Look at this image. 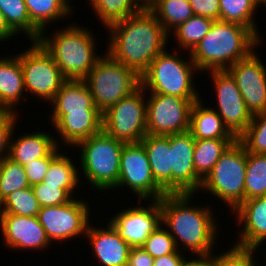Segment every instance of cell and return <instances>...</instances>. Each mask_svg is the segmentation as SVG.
<instances>
[{
  "label": "cell",
  "instance_id": "1",
  "mask_svg": "<svg viewBox=\"0 0 266 266\" xmlns=\"http://www.w3.org/2000/svg\"><path fill=\"white\" fill-rule=\"evenodd\" d=\"M195 195L197 197L192 193L164 195L160 199L161 224L168 228L177 250L183 249L196 257L210 256L215 251L219 222L216 212L211 210L212 204L192 205Z\"/></svg>",
  "mask_w": 266,
  "mask_h": 266
},
{
  "label": "cell",
  "instance_id": "2",
  "mask_svg": "<svg viewBox=\"0 0 266 266\" xmlns=\"http://www.w3.org/2000/svg\"><path fill=\"white\" fill-rule=\"evenodd\" d=\"M106 29L110 39L105 51L139 76L167 49L170 37L150 9H141Z\"/></svg>",
  "mask_w": 266,
  "mask_h": 266
},
{
  "label": "cell",
  "instance_id": "3",
  "mask_svg": "<svg viewBox=\"0 0 266 266\" xmlns=\"http://www.w3.org/2000/svg\"><path fill=\"white\" fill-rule=\"evenodd\" d=\"M261 40L247 27L215 20L207 35L189 53L199 72L227 70L247 58Z\"/></svg>",
  "mask_w": 266,
  "mask_h": 266
},
{
  "label": "cell",
  "instance_id": "4",
  "mask_svg": "<svg viewBox=\"0 0 266 266\" xmlns=\"http://www.w3.org/2000/svg\"><path fill=\"white\" fill-rule=\"evenodd\" d=\"M61 28L54 30L51 36L43 30L38 42L52 56L66 79L84 80L103 56L95 51L96 35L77 23Z\"/></svg>",
  "mask_w": 266,
  "mask_h": 266
},
{
  "label": "cell",
  "instance_id": "5",
  "mask_svg": "<svg viewBox=\"0 0 266 266\" xmlns=\"http://www.w3.org/2000/svg\"><path fill=\"white\" fill-rule=\"evenodd\" d=\"M168 50L161 52L140 76L141 87L148 93L178 96L187 100H199L200 93L194 82L200 73L190 54L183 59L181 52ZM187 59V60H186Z\"/></svg>",
  "mask_w": 266,
  "mask_h": 266
},
{
  "label": "cell",
  "instance_id": "6",
  "mask_svg": "<svg viewBox=\"0 0 266 266\" xmlns=\"http://www.w3.org/2000/svg\"><path fill=\"white\" fill-rule=\"evenodd\" d=\"M124 142L108 135L104 130L79 142L75 147L80 151L79 173L86 178L93 189L103 191L117 190L120 159ZM82 171V172H81Z\"/></svg>",
  "mask_w": 266,
  "mask_h": 266
},
{
  "label": "cell",
  "instance_id": "7",
  "mask_svg": "<svg viewBox=\"0 0 266 266\" xmlns=\"http://www.w3.org/2000/svg\"><path fill=\"white\" fill-rule=\"evenodd\" d=\"M246 163L247 150L237 139L221 155L211 172L202 181L199 191L202 193L206 191L213 198L224 202L232 213L245 201Z\"/></svg>",
  "mask_w": 266,
  "mask_h": 266
},
{
  "label": "cell",
  "instance_id": "8",
  "mask_svg": "<svg viewBox=\"0 0 266 266\" xmlns=\"http://www.w3.org/2000/svg\"><path fill=\"white\" fill-rule=\"evenodd\" d=\"M84 80L95 106L102 113L141 86L140 76L107 52H104Z\"/></svg>",
  "mask_w": 266,
  "mask_h": 266
},
{
  "label": "cell",
  "instance_id": "9",
  "mask_svg": "<svg viewBox=\"0 0 266 266\" xmlns=\"http://www.w3.org/2000/svg\"><path fill=\"white\" fill-rule=\"evenodd\" d=\"M19 53L23 70L25 92L45 103H50L67 80L52 56L38 41Z\"/></svg>",
  "mask_w": 266,
  "mask_h": 266
},
{
  "label": "cell",
  "instance_id": "10",
  "mask_svg": "<svg viewBox=\"0 0 266 266\" xmlns=\"http://www.w3.org/2000/svg\"><path fill=\"white\" fill-rule=\"evenodd\" d=\"M146 91L140 86L103 113V130L124 143H138L147 134Z\"/></svg>",
  "mask_w": 266,
  "mask_h": 266
},
{
  "label": "cell",
  "instance_id": "11",
  "mask_svg": "<svg viewBox=\"0 0 266 266\" xmlns=\"http://www.w3.org/2000/svg\"><path fill=\"white\" fill-rule=\"evenodd\" d=\"M129 189L135 198L148 202L160 200L167 193L155 182L147 157L146 149L141 142L125 143L120 159L119 180L115 188Z\"/></svg>",
  "mask_w": 266,
  "mask_h": 266
},
{
  "label": "cell",
  "instance_id": "12",
  "mask_svg": "<svg viewBox=\"0 0 266 266\" xmlns=\"http://www.w3.org/2000/svg\"><path fill=\"white\" fill-rule=\"evenodd\" d=\"M146 99L147 134L166 136L189 131L191 109L198 100L147 92Z\"/></svg>",
  "mask_w": 266,
  "mask_h": 266
},
{
  "label": "cell",
  "instance_id": "13",
  "mask_svg": "<svg viewBox=\"0 0 266 266\" xmlns=\"http://www.w3.org/2000/svg\"><path fill=\"white\" fill-rule=\"evenodd\" d=\"M90 204L86 201L73 198L71 201L52 207L40 208L38 220L44 228L51 244L79 238H85L90 221Z\"/></svg>",
  "mask_w": 266,
  "mask_h": 266
},
{
  "label": "cell",
  "instance_id": "14",
  "mask_svg": "<svg viewBox=\"0 0 266 266\" xmlns=\"http://www.w3.org/2000/svg\"><path fill=\"white\" fill-rule=\"evenodd\" d=\"M207 75L213 80V90L216 94L217 108H212H215L225 126L238 139L247 129L253 115L247 109L235 79L227 70H212L208 71Z\"/></svg>",
  "mask_w": 266,
  "mask_h": 266
},
{
  "label": "cell",
  "instance_id": "15",
  "mask_svg": "<svg viewBox=\"0 0 266 266\" xmlns=\"http://www.w3.org/2000/svg\"><path fill=\"white\" fill-rule=\"evenodd\" d=\"M137 201L139 203L136 206L118 210L106 222L131 247H141L149 235L161 225L160 200H149L150 203H144L147 207L141 206L142 200Z\"/></svg>",
  "mask_w": 266,
  "mask_h": 266
},
{
  "label": "cell",
  "instance_id": "16",
  "mask_svg": "<svg viewBox=\"0 0 266 266\" xmlns=\"http://www.w3.org/2000/svg\"><path fill=\"white\" fill-rule=\"evenodd\" d=\"M256 53L254 50L227 69L252 115L266 112V65Z\"/></svg>",
  "mask_w": 266,
  "mask_h": 266
},
{
  "label": "cell",
  "instance_id": "17",
  "mask_svg": "<svg viewBox=\"0 0 266 266\" xmlns=\"http://www.w3.org/2000/svg\"><path fill=\"white\" fill-rule=\"evenodd\" d=\"M195 139L187 131L170 134L172 194H200L202 179L193 164Z\"/></svg>",
  "mask_w": 266,
  "mask_h": 266
},
{
  "label": "cell",
  "instance_id": "18",
  "mask_svg": "<svg viewBox=\"0 0 266 266\" xmlns=\"http://www.w3.org/2000/svg\"><path fill=\"white\" fill-rule=\"evenodd\" d=\"M0 232L6 249L40 252L52 245L37 216L0 214Z\"/></svg>",
  "mask_w": 266,
  "mask_h": 266
},
{
  "label": "cell",
  "instance_id": "19",
  "mask_svg": "<svg viewBox=\"0 0 266 266\" xmlns=\"http://www.w3.org/2000/svg\"><path fill=\"white\" fill-rule=\"evenodd\" d=\"M238 227L237 240L233 246L245 249H260L266 241V196L245 200L233 212ZM241 225V226H240ZM259 248V249H258Z\"/></svg>",
  "mask_w": 266,
  "mask_h": 266
},
{
  "label": "cell",
  "instance_id": "20",
  "mask_svg": "<svg viewBox=\"0 0 266 266\" xmlns=\"http://www.w3.org/2000/svg\"><path fill=\"white\" fill-rule=\"evenodd\" d=\"M92 225V226H91ZM85 238L89 240L94 259L101 266H127L131 246L108 223L106 227L89 223Z\"/></svg>",
  "mask_w": 266,
  "mask_h": 266
},
{
  "label": "cell",
  "instance_id": "21",
  "mask_svg": "<svg viewBox=\"0 0 266 266\" xmlns=\"http://www.w3.org/2000/svg\"><path fill=\"white\" fill-rule=\"evenodd\" d=\"M48 105L52 108L49 115L52 127L68 113L101 112L85 80L67 79Z\"/></svg>",
  "mask_w": 266,
  "mask_h": 266
},
{
  "label": "cell",
  "instance_id": "22",
  "mask_svg": "<svg viewBox=\"0 0 266 266\" xmlns=\"http://www.w3.org/2000/svg\"><path fill=\"white\" fill-rule=\"evenodd\" d=\"M54 130L59 134L56 145H66L75 149V146L99 133L103 130V113L102 112H77L65 114L54 126ZM60 142L62 144H60Z\"/></svg>",
  "mask_w": 266,
  "mask_h": 266
},
{
  "label": "cell",
  "instance_id": "23",
  "mask_svg": "<svg viewBox=\"0 0 266 266\" xmlns=\"http://www.w3.org/2000/svg\"><path fill=\"white\" fill-rule=\"evenodd\" d=\"M3 58H2V57ZM0 56V112H13L18 114L17 108L21 105L25 92L23 70L17 55ZM25 95V96H24ZM24 96V97H23ZM23 98V99H22Z\"/></svg>",
  "mask_w": 266,
  "mask_h": 266
},
{
  "label": "cell",
  "instance_id": "24",
  "mask_svg": "<svg viewBox=\"0 0 266 266\" xmlns=\"http://www.w3.org/2000/svg\"><path fill=\"white\" fill-rule=\"evenodd\" d=\"M140 142L146 149L155 182L167 194H172L170 135L146 134Z\"/></svg>",
  "mask_w": 266,
  "mask_h": 266
},
{
  "label": "cell",
  "instance_id": "25",
  "mask_svg": "<svg viewBox=\"0 0 266 266\" xmlns=\"http://www.w3.org/2000/svg\"><path fill=\"white\" fill-rule=\"evenodd\" d=\"M35 132V133H34ZM25 132L14 138L13 131L10 140L9 158L25 166L32 161L46 157L57 145L53 133L34 131Z\"/></svg>",
  "mask_w": 266,
  "mask_h": 266
},
{
  "label": "cell",
  "instance_id": "26",
  "mask_svg": "<svg viewBox=\"0 0 266 266\" xmlns=\"http://www.w3.org/2000/svg\"><path fill=\"white\" fill-rule=\"evenodd\" d=\"M200 98L195 101L190 113L189 132L195 140L237 139L225 126L214 108L206 107Z\"/></svg>",
  "mask_w": 266,
  "mask_h": 266
},
{
  "label": "cell",
  "instance_id": "27",
  "mask_svg": "<svg viewBox=\"0 0 266 266\" xmlns=\"http://www.w3.org/2000/svg\"><path fill=\"white\" fill-rule=\"evenodd\" d=\"M70 155L61 152L49 165L43 182L45 184L59 185V188L65 189L73 198L78 193L80 183L83 184L82 176L79 173V167ZM81 176V177H80ZM78 189V190H77ZM75 194V195H74Z\"/></svg>",
  "mask_w": 266,
  "mask_h": 266
},
{
  "label": "cell",
  "instance_id": "28",
  "mask_svg": "<svg viewBox=\"0 0 266 266\" xmlns=\"http://www.w3.org/2000/svg\"><path fill=\"white\" fill-rule=\"evenodd\" d=\"M25 4L30 21L41 32L56 20H67L74 14L73 8L65 0H25Z\"/></svg>",
  "mask_w": 266,
  "mask_h": 266
},
{
  "label": "cell",
  "instance_id": "29",
  "mask_svg": "<svg viewBox=\"0 0 266 266\" xmlns=\"http://www.w3.org/2000/svg\"><path fill=\"white\" fill-rule=\"evenodd\" d=\"M237 139L195 140L193 164L196 174L204 180L221 155Z\"/></svg>",
  "mask_w": 266,
  "mask_h": 266
},
{
  "label": "cell",
  "instance_id": "30",
  "mask_svg": "<svg viewBox=\"0 0 266 266\" xmlns=\"http://www.w3.org/2000/svg\"><path fill=\"white\" fill-rule=\"evenodd\" d=\"M0 10L8 27L17 35L23 33L29 41H38L41 31L30 21L25 0H0Z\"/></svg>",
  "mask_w": 266,
  "mask_h": 266
},
{
  "label": "cell",
  "instance_id": "31",
  "mask_svg": "<svg viewBox=\"0 0 266 266\" xmlns=\"http://www.w3.org/2000/svg\"><path fill=\"white\" fill-rule=\"evenodd\" d=\"M214 19L193 15L183 24L175 28L169 35L174 36L178 50L184 51L185 54L190 53L194 47L207 35L210 31Z\"/></svg>",
  "mask_w": 266,
  "mask_h": 266
},
{
  "label": "cell",
  "instance_id": "32",
  "mask_svg": "<svg viewBox=\"0 0 266 266\" xmlns=\"http://www.w3.org/2000/svg\"><path fill=\"white\" fill-rule=\"evenodd\" d=\"M257 7L254 0H220V20L247 27L262 41L255 20Z\"/></svg>",
  "mask_w": 266,
  "mask_h": 266
},
{
  "label": "cell",
  "instance_id": "33",
  "mask_svg": "<svg viewBox=\"0 0 266 266\" xmlns=\"http://www.w3.org/2000/svg\"><path fill=\"white\" fill-rule=\"evenodd\" d=\"M150 10L168 35L194 15L189 0H159Z\"/></svg>",
  "mask_w": 266,
  "mask_h": 266
},
{
  "label": "cell",
  "instance_id": "34",
  "mask_svg": "<svg viewBox=\"0 0 266 266\" xmlns=\"http://www.w3.org/2000/svg\"><path fill=\"white\" fill-rule=\"evenodd\" d=\"M89 5L104 28L141 10L136 0H89Z\"/></svg>",
  "mask_w": 266,
  "mask_h": 266
},
{
  "label": "cell",
  "instance_id": "35",
  "mask_svg": "<svg viewBox=\"0 0 266 266\" xmlns=\"http://www.w3.org/2000/svg\"><path fill=\"white\" fill-rule=\"evenodd\" d=\"M266 196V154L247 152L245 200Z\"/></svg>",
  "mask_w": 266,
  "mask_h": 266
},
{
  "label": "cell",
  "instance_id": "36",
  "mask_svg": "<svg viewBox=\"0 0 266 266\" xmlns=\"http://www.w3.org/2000/svg\"><path fill=\"white\" fill-rule=\"evenodd\" d=\"M40 208L32 187H27L19 189L6 197L0 203V214L35 217L38 216Z\"/></svg>",
  "mask_w": 266,
  "mask_h": 266
},
{
  "label": "cell",
  "instance_id": "37",
  "mask_svg": "<svg viewBox=\"0 0 266 266\" xmlns=\"http://www.w3.org/2000/svg\"><path fill=\"white\" fill-rule=\"evenodd\" d=\"M30 187L24 166L9 157L0 163V203L11 193Z\"/></svg>",
  "mask_w": 266,
  "mask_h": 266
},
{
  "label": "cell",
  "instance_id": "38",
  "mask_svg": "<svg viewBox=\"0 0 266 266\" xmlns=\"http://www.w3.org/2000/svg\"><path fill=\"white\" fill-rule=\"evenodd\" d=\"M238 140L247 152L266 154V112L254 114L247 129Z\"/></svg>",
  "mask_w": 266,
  "mask_h": 266
},
{
  "label": "cell",
  "instance_id": "39",
  "mask_svg": "<svg viewBox=\"0 0 266 266\" xmlns=\"http://www.w3.org/2000/svg\"><path fill=\"white\" fill-rule=\"evenodd\" d=\"M230 246V249L227 248L219 255L212 254V266H259L255 257L258 253L255 249Z\"/></svg>",
  "mask_w": 266,
  "mask_h": 266
},
{
  "label": "cell",
  "instance_id": "40",
  "mask_svg": "<svg viewBox=\"0 0 266 266\" xmlns=\"http://www.w3.org/2000/svg\"><path fill=\"white\" fill-rule=\"evenodd\" d=\"M141 247L153 258L171 254L177 250L174 238L162 224L149 235Z\"/></svg>",
  "mask_w": 266,
  "mask_h": 266
},
{
  "label": "cell",
  "instance_id": "41",
  "mask_svg": "<svg viewBox=\"0 0 266 266\" xmlns=\"http://www.w3.org/2000/svg\"><path fill=\"white\" fill-rule=\"evenodd\" d=\"M32 189L41 208L62 205L73 199L65 189L59 188V185L41 182L33 185Z\"/></svg>",
  "mask_w": 266,
  "mask_h": 266
},
{
  "label": "cell",
  "instance_id": "42",
  "mask_svg": "<svg viewBox=\"0 0 266 266\" xmlns=\"http://www.w3.org/2000/svg\"><path fill=\"white\" fill-rule=\"evenodd\" d=\"M60 150L62 149L56 146L46 157L24 166L30 187L43 182L50 163L62 152Z\"/></svg>",
  "mask_w": 266,
  "mask_h": 266
},
{
  "label": "cell",
  "instance_id": "43",
  "mask_svg": "<svg viewBox=\"0 0 266 266\" xmlns=\"http://www.w3.org/2000/svg\"><path fill=\"white\" fill-rule=\"evenodd\" d=\"M19 116L13 112H0V163L9 157L10 140Z\"/></svg>",
  "mask_w": 266,
  "mask_h": 266
},
{
  "label": "cell",
  "instance_id": "44",
  "mask_svg": "<svg viewBox=\"0 0 266 266\" xmlns=\"http://www.w3.org/2000/svg\"><path fill=\"white\" fill-rule=\"evenodd\" d=\"M194 15L220 20V0H189Z\"/></svg>",
  "mask_w": 266,
  "mask_h": 266
},
{
  "label": "cell",
  "instance_id": "45",
  "mask_svg": "<svg viewBox=\"0 0 266 266\" xmlns=\"http://www.w3.org/2000/svg\"><path fill=\"white\" fill-rule=\"evenodd\" d=\"M154 258L142 247H131L127 266H153Z\"/></svg>",
  "mask_w": 266,
  "mask_h": 266
},
{
  "label": "cell",
  "instance_id": "46",
  "mask_svg": "<svg viewBox=\"0 0 266 266\" xmlns=\"http://www.w3.org/2000/svg\"><path fill=\"white\" fill-rule=\"evenodd\" d=\"M182 252L176 250L174 253L154 258L153 266H183L188 257Z\"/></svg>",
  "mask_w": 266,
  "mask_h": 266
},
{
  "label": "cell",
  "instance_id": "47",
  "mask_svg": "<svg viewBox=\"0 0 266 266\" xmlns=\"http://www.w3.org/2000/svg\"><path fill=\"white\" fill-rule=\"evenodd\" d=\"M188 257L183 266H212V255L197 256V258L195 256Z\"/></svg>",
  "mask_w": 266,
  "mask_h": 266
},
{
  "label": "cell",
  "instance_id": "48",
  "mask_svg": "<svg viewBox=\"0 0 266 266\" xmlns=\"http://www.w3.org/2000/svg\"><path fill=\"white\" fill-rule=\"evenodd\" d=\"M17 36L7 25L3 13L0 10V42H6L8 39Z\"/></svg>",
  "mask_w": 266,
  "mask_h": 266
},
{
  "label": "cell",
  "instance_id": "49",
  "mask_svg": "<svg viewBox=\"0 0 266 266\" xmlns=\"http://www.w3.org/2000/svg\"><path fill=\"white\" fill-rule=\"evenodd\" d=\"M141 9H151L159 0H136Z\"/></svg>",
  "mask_w": 266,
  "mask_h": 266
},
{
  "label": "cell",
  "instance_id": "50",
  "mask_svg": "<svg viewBox=\"0 0 266 266\" xmlns=\"http://www.w3.org/2000/svg\"><path fill=\"white\" fill-rule=\"evenodd\" d=\"M255 3L260 7L261 4H263V6H266V0H254Z\"/></svg>",
  "mask_w": 266,
  "mask_h": 266
},
{
  "label": "cell",
  "instance_id": "51",
  "mask_svg": "<svg viewBox=\"0 0 266 266\" xmlns=\"http://www.w3.org/2000/svg\"><path fill=\"white\" fill-rule=\"evenodd\" d=\"M72 8H74L75 6H73V4L71 5V2L73 1V0H65ZM89 1V0H88Z\"/></svg>",
  "mask_w": 266,
  "mask_h": 266
}]
</instances>
